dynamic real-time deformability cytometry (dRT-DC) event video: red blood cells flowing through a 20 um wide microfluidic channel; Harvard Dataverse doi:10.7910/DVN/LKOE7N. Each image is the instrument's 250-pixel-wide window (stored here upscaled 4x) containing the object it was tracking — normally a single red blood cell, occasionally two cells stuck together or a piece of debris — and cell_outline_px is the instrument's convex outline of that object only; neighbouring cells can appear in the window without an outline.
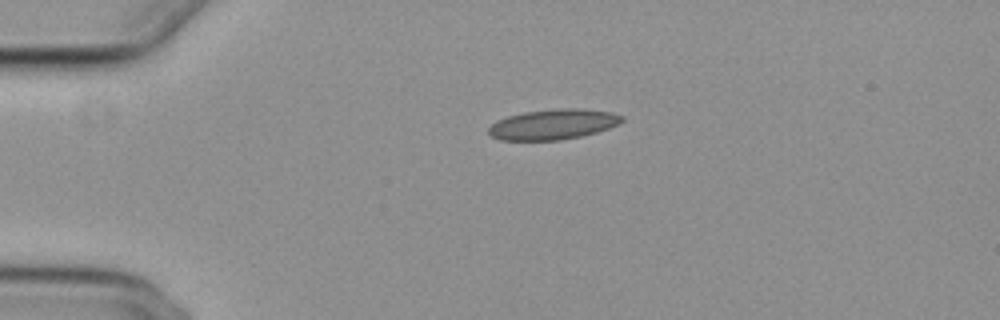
{"species": "common noctule bat (a hibernating species)", "species_latin": "Nyctalus noctula", "temperature_condition": "cold", "stored_images_in_passage": 44, "camera_frame_rate_fps": 3000, "um_per_image_px": 0.085, "animal": {"sex": "female", "body_mass_g": 29.2, "forearm_length_mm": 56.3}, "frame": {"image": 1, "passage_image": 1, "time_ms": 0.0, "image_size_px": [1000, 320], "cell_outline_px": [[624, 120], [620, 124], [596, 132], [580, 136], [560, 140], [500, 140], [492, 136], [488, 132], [488, 128], [496, 120], [508, 116], [524, 112], [556, 108], [580, 108], [612, 112], [624, 116]], "centroid_in_image_um": [47.03, 10.56], "position_along_channel_um": 38.0, "area_um2": 23.64}}
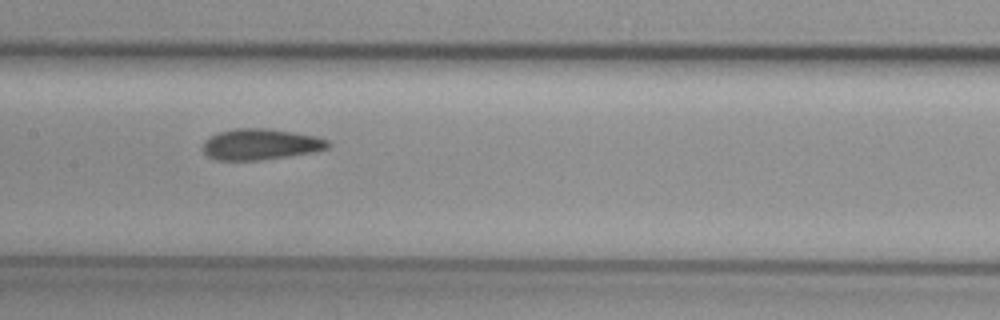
{"frame": {"image": 2, "passage_image": 16, "time_ms": 5.0, "image_size_px": [1000, 320], "cell_outline_px": [[332, 144], [328, 148], [312, 152], [256, 160], [220, 160], [208, 156], [204, 152], [204, 140], [208, 136], [220, 132], [236, 128], [272, 128], [316, 136], [328, 140]], "centroid_in_image_um": [22.16, 12.24], "position_along_channel_um": 185.2, "area_um2": 22.48}}
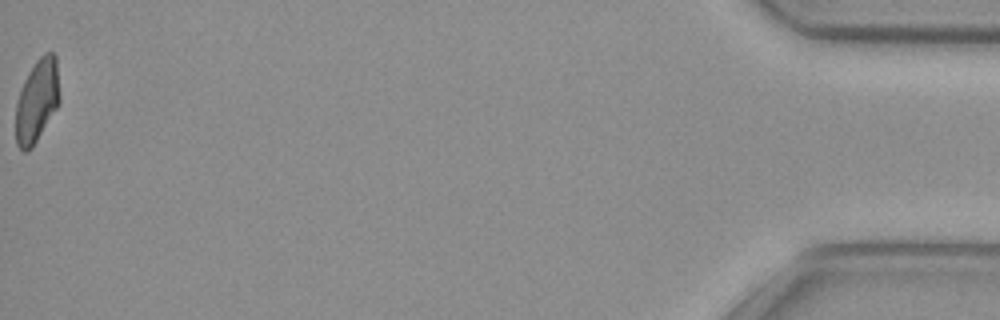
{"frame": {"image": 3, "passage_image": 44, "time_ms": 14.333, "image_size_px": [1000, 320], "cell_outline_px": [[60, 100], [56, 108], [36, 140], [24, 152], [16, 144], [16, 104], [20, 88], [28, 72], [36, 60], [44, 52], [52, 52], [56, 56], [60, 96]], "centroid_in_image_um": [3.14, 8.49], "position_along_channel_um": 432.1, "area_um2": 20.92}, "authors_computed_cell_mechanics": {"area_um2": 22.4842, "velocity_mm_per_s": 3.7191, "shape_relaxation_time_tau1_ms": null, "shape_relaxation_time_tau2_ms": 2.4977, "deformation_change_tau1": null, "deformation_change_tau2": 0.0782}}